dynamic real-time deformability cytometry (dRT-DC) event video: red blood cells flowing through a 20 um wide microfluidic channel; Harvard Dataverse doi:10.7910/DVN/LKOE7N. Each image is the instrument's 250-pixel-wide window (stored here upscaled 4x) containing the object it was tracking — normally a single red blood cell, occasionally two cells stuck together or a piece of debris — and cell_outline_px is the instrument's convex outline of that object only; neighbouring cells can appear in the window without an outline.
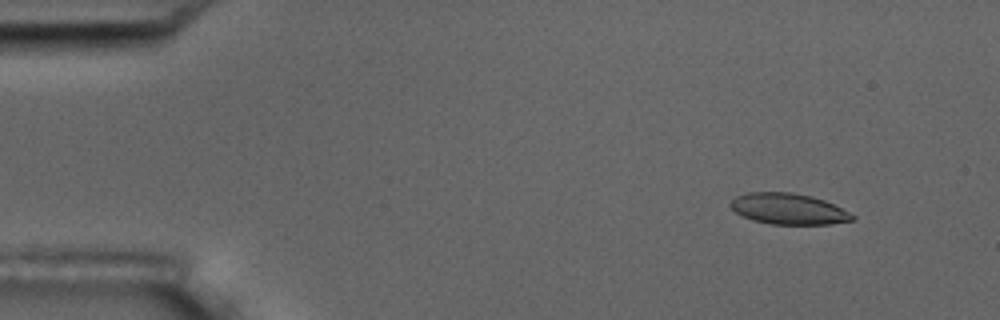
{"species": "common noctule bat (a hibernating species)", "species_latin": "Nyctalus noctula", "temperature_condition": "room temperature", "stored_images_in_passage": 5, "camera_frame_rate_fps": 3000, "um_per_image_px": 0.085, "animal": {"sex": "male", "body_mass_g": 17.5, "forearm_length_mm": 52.3}, "frame": {"image": 1, "passage_image": 1, "time_ms": 0.0, "image_size_px": [1000, 320], "cell_outline_px": [[856, 220], [832, 224], [772, 224], [752, 220], [736, 212], [728, 204], [736, 196], [744, 192], [792, 192], [812, 196], [824, 200], [856, 216]], "centroid_in_image_um": [67.01, 17.75], "position_along_channel_um": 18.0, "area_um2": 22.02}}
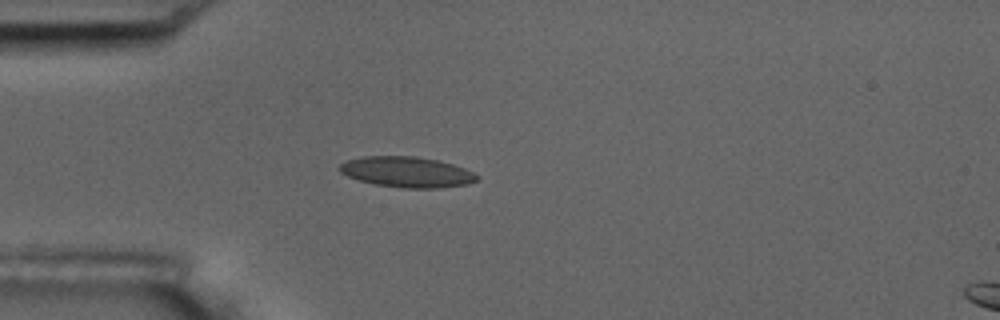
{"frame": {"image": 2, "passage_image": 4, "time_ms": 3.333, "image_size_px": [1000, 320], "cell_outline_px": [[480, 176], [476, 180], [468, 184], [436, 188], [404, 188], [376, 184], [360, 180], [348, 176], [340, 172], [336, 168], [340, 164], [348, 160], [364, 156], [416, 156], [436, 160], [452, 164], [464, 168]], "centroid_in_image_um": [34.57, 14.61], "position_along_channel_um": 50.4, "area_um2": 24.33}}